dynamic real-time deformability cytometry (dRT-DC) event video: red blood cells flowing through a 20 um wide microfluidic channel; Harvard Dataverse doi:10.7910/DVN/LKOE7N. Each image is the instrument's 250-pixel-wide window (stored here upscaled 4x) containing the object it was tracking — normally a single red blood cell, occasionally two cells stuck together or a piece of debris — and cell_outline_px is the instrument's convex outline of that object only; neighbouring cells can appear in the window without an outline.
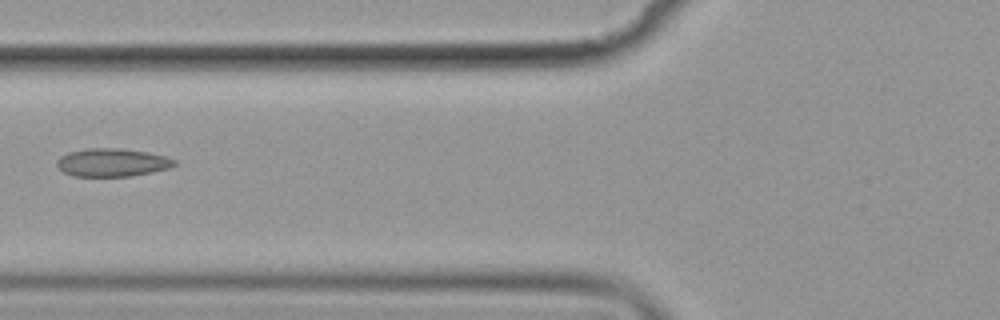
{"species": "common noctule bat (a hibernating species)", "species_latin": "Nyctalus noctula", "temperature_condition": "cold", "stored_images_in_passage": 11, "camera_frame_rate_fps": 3000, "um_per_image_px": 0.085, "animal": {"sex": "female", "body_mass_g": 19.9}, "frame": {"image": 1, "passage_image": 2, "time_ms": 1.333, "image_size_px": [1000, 320], "cell_outline_px": [[176, 164], [168, 168], [152, 172], [132, 176], [72, 176], [64, 172], [56, 164], [56, 160], [60, 156], [68, 152], [88, 148], [120, 148], [148, 152], [164, 156], [176, 160]], "centroid_in_image_um": [9.52, 13.81], "position_along_channel_um": 116.3, "area_um2": 19.25}}
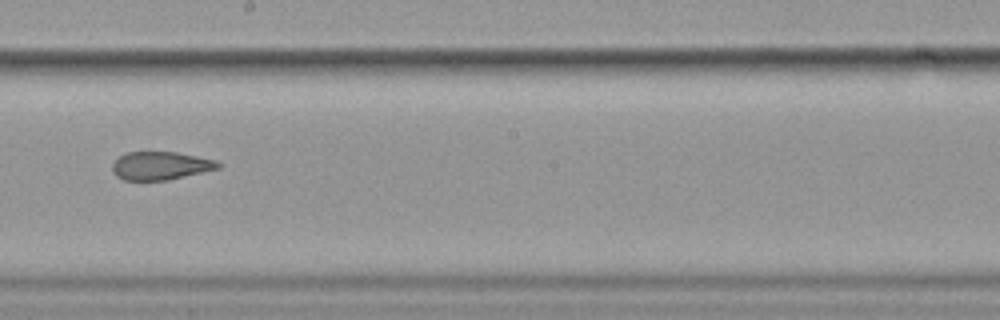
{"frame": {"image": 2, "passage_image": 5, "time_ms": 4.667, "image_size_px": [1000, 320], "cell_outline_px": [[220, 168], [168, 180], [124, 180], [116, 176], [112, 172], [112, 164], [120, 156], [128, 152], [176, 152], [216, 160], [220, 164]], "centroid_in_image_um": [13.63, 14.09], "position_along_channel_um": 234.6, "area_um2": 17.28}}
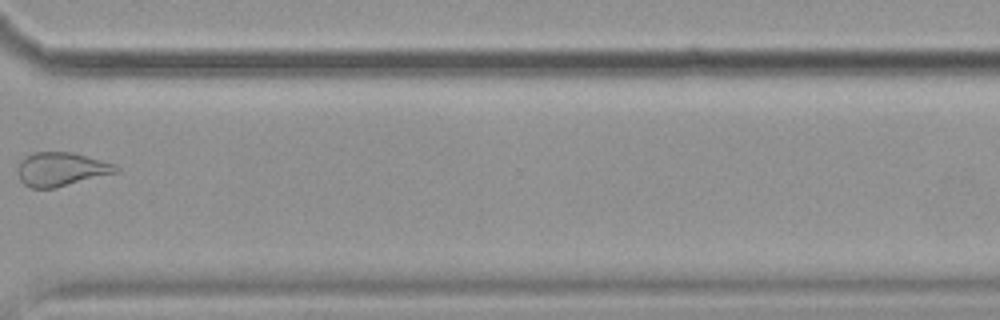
{"frame": {"image": 3, "passage_image": 8, "time_ms": 8.333, "image_size_px": [1000, 320], "cell_outline_px": [[120, 172], [56, 188], [28, 188], [20, 180], [16, 172], [16, 168], [20, 160], [24, 156], [32, 152], [72, 152], [116, 164], [120, 168]], "centroid_in_image_um": [5.18, 14.39], "position_along_channel_um": 365.4, "area_um2": 19.83}}